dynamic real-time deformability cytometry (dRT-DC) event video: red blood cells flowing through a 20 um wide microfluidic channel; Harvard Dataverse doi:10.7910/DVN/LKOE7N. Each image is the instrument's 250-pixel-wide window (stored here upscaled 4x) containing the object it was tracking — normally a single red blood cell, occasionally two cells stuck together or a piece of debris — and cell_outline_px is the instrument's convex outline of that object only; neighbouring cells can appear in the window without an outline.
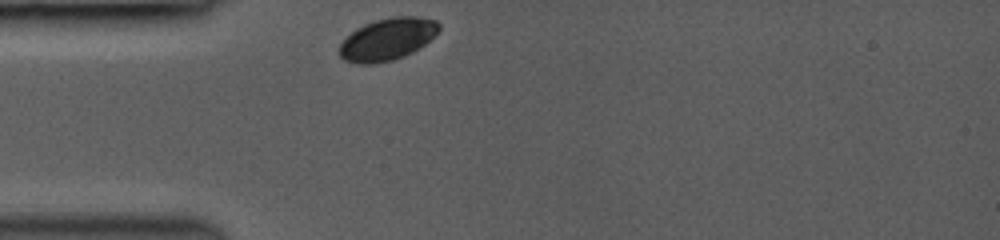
{"species": "common noctule bat (a hibernating species)", "species_latin": "Nyctalus noctula", "temperature_condition": "room temperature", "stored_images_in_passage": 40, "camera_frame_rate_fps": 3000, "um_per_image_px": 0.085, "animal": {"sex": "female", "body_mass_g": 19.0, "forearm_length_mm": 53.3}, "frame": {"image": 1, "passage_image": 1, "time_ms": 0.0, "image_size_px": [1000, 240], "cell_outline_px": [[440, 28], [424, 44], [412, 52], [404, 56], [392, 60], [372, 64], [360, 64], [344, 60], [340, 56], [340, 44], [356, 28], [364, 24], [376, 20], [396, 16], [416, 16], [436, 20], [440, 24]], "centroid_in_image_um": [32.93, 3.33], "position_along_channel_um": 52.1, "area_um2": 24.1}}
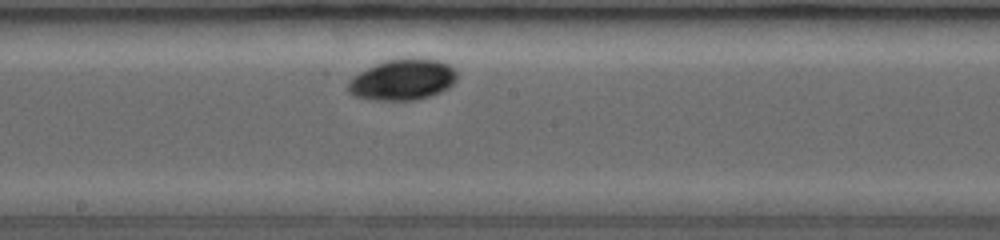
{"frame": {"image": 2, "passage_image": 19, "time_ms": 4.333, "image_size_px": [1000, 240], "cell_outline_px": [[456, 80], [448, 88], [440, 92], [416, 100], [372, 100], [352, 96], [348, 92], [348, 80], [360, 72], [384, 60], [400, 56], [416, 56], [440, 60], [456, 68]], "centroid_in_image_um": [34.23, 6.73], "position_along_channel_um": 214.0, "area_um2": 26.7}}
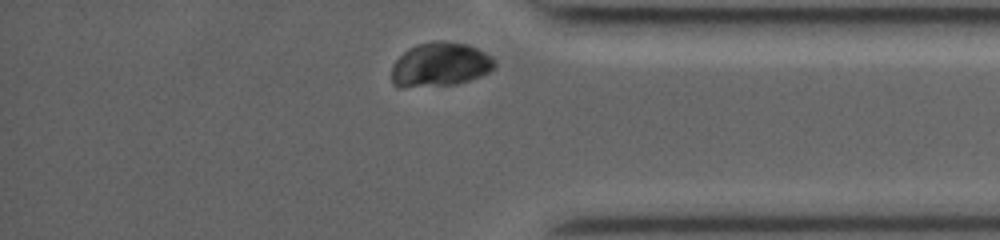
{"frame": {"image": 3, "passage_image": 39, "time_ms": 9.0, "image_size_px": [1000, 240], "cell_outline_px": [[496, 64], [488, 72], [480, 76], [456, 84], [400, 88], [392, 84], [392, 64], [408, 48], [416, 44], [436, 40], [444, 40], [468, 44], [492, 56], [496, 60]], "centroid_in_image_um": [37.39, 5.48], "position_along_channel_um": 397.8, "area_um2": 26.7}, "authors_computed_cell_mechanics": {"area_um2": 26.6458, "velocity_mm_per_s": 3.9576, "shape_relaxation_time_tau1_ms": 7.4047, "shape_relaxation_time_tau2_ms": null, "deformation_change_tau1": 0.1307, "deformation_change_tau2": null}}